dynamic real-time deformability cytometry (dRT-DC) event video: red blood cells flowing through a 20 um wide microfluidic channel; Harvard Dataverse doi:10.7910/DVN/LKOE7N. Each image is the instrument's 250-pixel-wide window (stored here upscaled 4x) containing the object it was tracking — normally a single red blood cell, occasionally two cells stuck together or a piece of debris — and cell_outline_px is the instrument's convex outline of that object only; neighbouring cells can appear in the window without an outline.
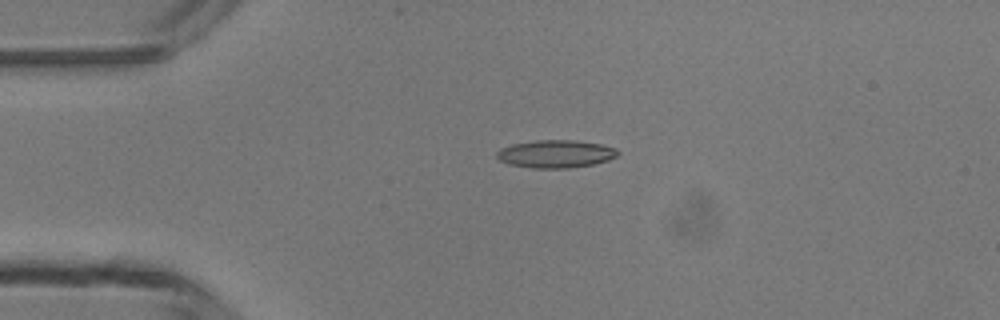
{"species": "common noctule bat (a hibernating species)", "species_latin": "Nyctalus noctula", "temperature_condition": "room temperature", "stored_images_in_passage": 4, "camera_frame_rate_fps": 3000, "um_per_image_px": 0.085, "animal": {"sex": "male", "body_mass_g": 13.3}, "frame": {"image": 1, "passage_image": 3, "time_ms": 2.333, "image_size_px": [1000, 320], "cell_outline_px": [[620, 152], [616, 156], [608, 160], [592, 164], [568, 168], [532, 168], [508, 164], [500, 160], [496, 156], [496, 152], [500, 148], [512, 144], [536, 140], [572, 140], [600, 144], [616, 148]], "centroid_in_image_um": [47.21, 13.08], "position_along_channel_um": 37.8, "area_um2": 19.54}}